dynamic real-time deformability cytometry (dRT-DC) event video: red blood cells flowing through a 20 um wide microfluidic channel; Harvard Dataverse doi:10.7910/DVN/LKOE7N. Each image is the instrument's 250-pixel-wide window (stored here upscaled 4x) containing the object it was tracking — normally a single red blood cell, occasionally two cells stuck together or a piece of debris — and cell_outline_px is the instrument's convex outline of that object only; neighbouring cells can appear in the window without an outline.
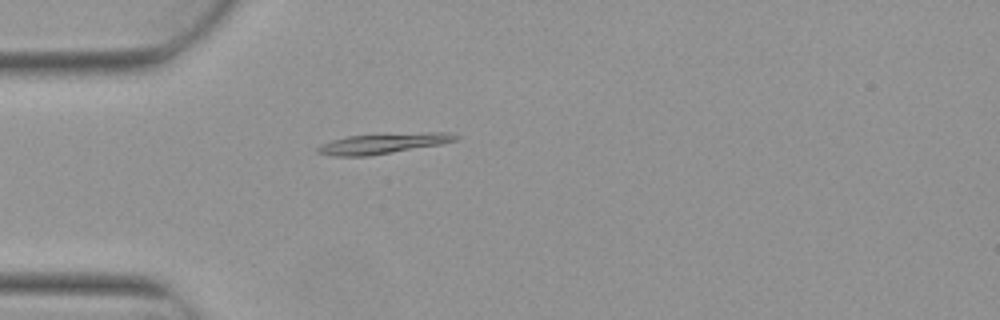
{"species": "Egyptian fruit bat (a non-hibernating species)", "species_latin": "Rousettus aegyptiacus", "temperature_condition": "warm", "stored_images_in_passage": 4, "camera_frame_rate_fps": 3000, "um_per_image_px": 0.085, "animal": {"sex": "female"}, "frame": {"image": 1, "passage_image": 4, "time_ms": 1.0, "image_size_px": [1000, 320], "cell_outline_px": [[460, 136], [456, 140], [440, 144], [368, 156], [336, 156], [316, 152], [316, 148], [320, 144], [332, 140], [348, 136], [424, 132], [448, 132]], "centroid_in_image_um": [32.55, 12.19], "position_along_channel_um": 52.5, "area_um2": 16.18}}